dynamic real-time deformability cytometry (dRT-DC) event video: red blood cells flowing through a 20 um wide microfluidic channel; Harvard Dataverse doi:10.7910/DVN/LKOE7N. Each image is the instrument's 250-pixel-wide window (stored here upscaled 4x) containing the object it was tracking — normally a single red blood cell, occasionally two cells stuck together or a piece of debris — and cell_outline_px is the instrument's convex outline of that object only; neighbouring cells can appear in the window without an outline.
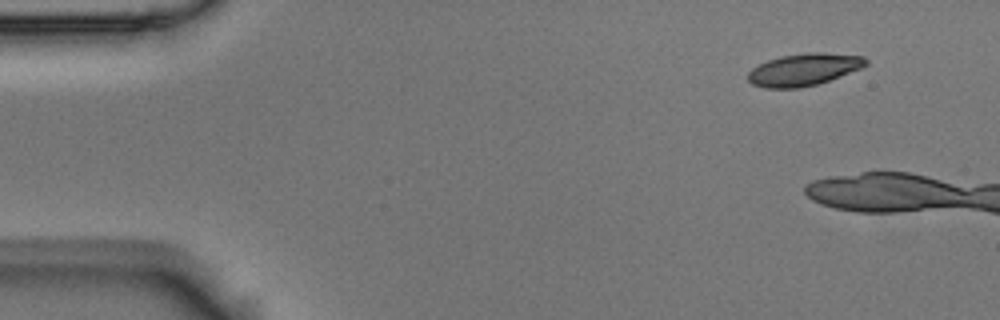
{"species": "Egyptian fruit bat (a non-hibernating species)", "species_latin": "Rousettus aegyptiacus", "temperature_condition": "room temperature", "stored_images_in_passage": 4, "camera_frame_rate_fps": 3000, "um_per_image_px": 0.085, "animal": {"sex": "male"}, "frame": {"image": 1, "passage_image": 1, "time_ms": 0.0, "image_size_px": [1000, 320], "cell_outline_px": [[868, 64], [860, 68], [828, 80], [816, 84], [800, 88], [764, 88], [752, 84], [748, 80], [748, 72], [752, 68], [768, 60], [780, 56], [808, 52], [824, 52], [864, 56], [868, 60]], "centroid_in_image_um": [68.31, 5.9], "position_along_channel_um": 16.7, "area_um2": 22.02}}